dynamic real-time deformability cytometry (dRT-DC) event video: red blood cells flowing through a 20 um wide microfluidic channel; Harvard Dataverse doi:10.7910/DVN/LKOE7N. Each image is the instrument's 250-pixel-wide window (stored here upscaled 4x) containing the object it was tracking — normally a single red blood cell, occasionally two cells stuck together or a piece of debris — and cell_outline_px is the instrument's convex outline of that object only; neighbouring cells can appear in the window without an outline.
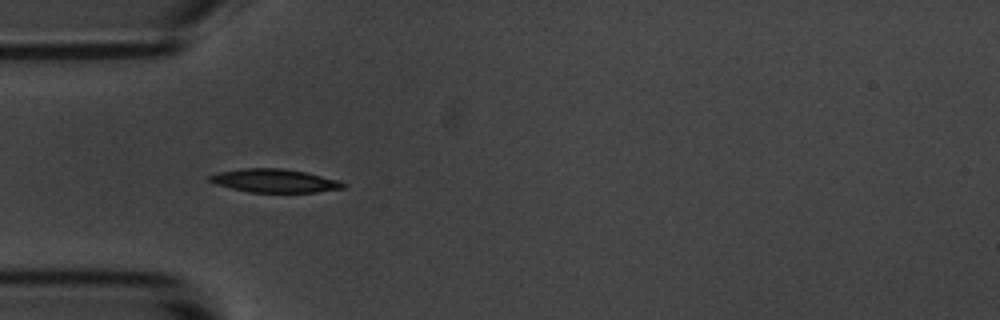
{"species": "common noctule bat (a hibernating species)", "species_latin": "Nyctalus noctula", "temperature_condition": "room temperature", "stored_images_in_passage": 7, "camera_frame_rate_fps": 3000, "um_per_image_px": 0.085, "animal": {"sex": "male", "body_mass_g": 20.1, "forearm_length_mm": 53.5}, "frame": {"image": 1, "passage_image": 6, "time_ms": 6.667, "image_size_px": [1000, 320], "cell_outline_px": [[348, 184], [344, 188], [316, 192], [248, 192], [216, 184], [208, 180], [208, 176], [216, 172], [240, 168], [280, 168], [304, 172], [340, 180]], "centroid_in_image_um": [23.33, 15.36], "position_along_channel_um": 61.7, "area_um2": 18.26}}